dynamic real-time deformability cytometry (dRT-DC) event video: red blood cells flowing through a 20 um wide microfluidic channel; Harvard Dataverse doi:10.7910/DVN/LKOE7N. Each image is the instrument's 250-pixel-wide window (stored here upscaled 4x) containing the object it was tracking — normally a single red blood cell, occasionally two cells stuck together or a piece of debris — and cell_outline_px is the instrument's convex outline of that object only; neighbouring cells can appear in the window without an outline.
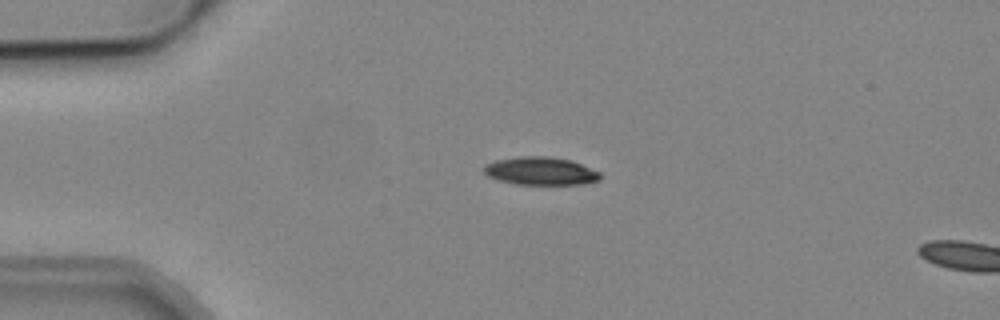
{"species": "common noctule bat (a hibernating species)", "species_latin": "Nyctalus noctula", "temperature_condition": "cold", "stored_images_in_passage": 5, "camera_frame_rate_fps": 3000, "um_per_image_px": 0.085, "animal": {"sex": "male", "body_mass_g": 19.2, "forearm_length_mm": 51.8}, "frame": {"image": 1, "passage_image": 4, "time_ms": 3.667, "image_size_px": [1000, 320], "cell_outline_px": [[600, 180], [584, 184], [516, 184], [500, 180], [488, 176], [484, 172], [484, 164], [496, 160], [520, 156], [548, 156], [572, 160], [600, 172]], "centroid_in_image_um": [45.96, 14.53], "position_along_channel_um": 39.0, "area_um2": 18.96}}